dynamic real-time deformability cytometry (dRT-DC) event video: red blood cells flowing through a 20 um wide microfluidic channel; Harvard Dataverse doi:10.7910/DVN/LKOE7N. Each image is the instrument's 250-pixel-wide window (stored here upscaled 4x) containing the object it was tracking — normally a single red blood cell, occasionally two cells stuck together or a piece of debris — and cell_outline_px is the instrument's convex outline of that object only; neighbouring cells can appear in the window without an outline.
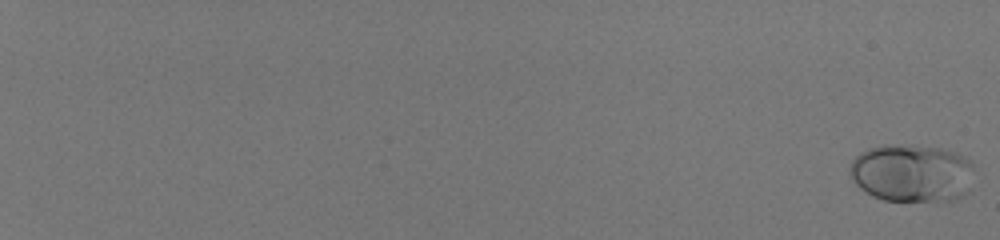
{"species": "human", "species_latin": "Homo sapiens", "temperature_condition": "room temperature", "stored_images_in_passage": 59, "camera_frame_rate_fps": 3000, "um_per_image_px": 0.085, "donor": {"sex": "male"}, "frame": {"image": 1, "passage_image": 1, "time_ms": 0.0, "image_size_px": [1000, 240], "cell_outline_px": [[972, 188], [964, 196], [956, 200], [884, 200], [872, 196], [860, 188], [852, 180], [848, 172], [848, 168], [852, 160], [860, 152], [868, 148], [884, 144], [912, 144], [940, 148], [956, 152], [964, 156], [972, 164]], "centroid_in_image_um": [77.5, 14.69], "position_along_channel_um": 7.5, "area_um2": 42.66}}
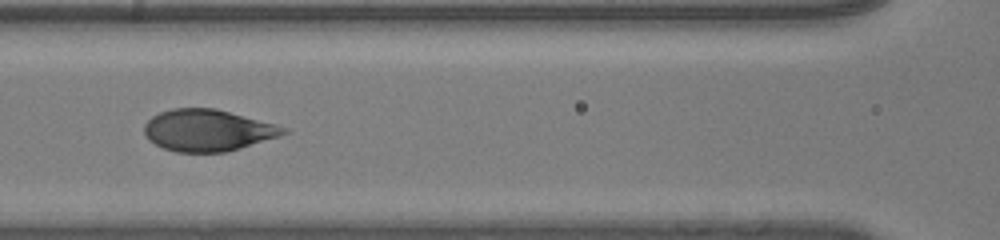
{"frame": {"image": 2, "passage_image": 34, "time_ms": 11.0, "image_size_px": [1000, 240], "cell_outline_px": [[288, 132], [280, 136], [240, 148], [224, 152], [176, 152], [164, 148], [148, 140], [144, 132], [144, 124], [152, 116], [160, 112], [172, 108], [216, 108], [276, 124], [288, 128]], "centroid_in_image_um": [17.65, 11.07], "position_along_channel_um": 148.9, "area_um2": 33.81}}
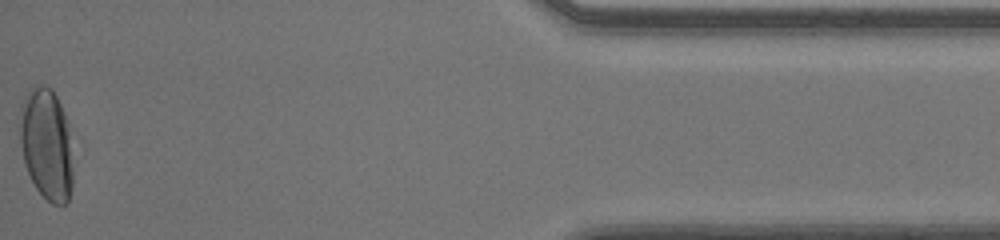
{"frame": {"image": 3, "passage_image": 59, "time_ms": 19.333, "image_size_px": [1000, 240], "cell_outline_px": [[76, 144], [72, 188], [68, 204], [52, 204], [36, 188], [28, 172], [24, 160], [20, 144], [20, 104], [28, 92], [32, 88], [40, 84], [44, 84], [52, 88], [68, 120]], "centroid_in_image_um": [4.04, 12.26], "position_along_channel_um": 431.2, "area_um2": 36.01}, "authors_computed_cell_mechanics": {"area_um2": 35.3158, "velocity_mm_per_s": 4.0298, "shape_relaxation_time_tau1_ms": 5.1578, "shape_relaxation_time_tau2_ms": null, "deformation_change_tau1": 0.2057, "deformation_change_tau2": null}}